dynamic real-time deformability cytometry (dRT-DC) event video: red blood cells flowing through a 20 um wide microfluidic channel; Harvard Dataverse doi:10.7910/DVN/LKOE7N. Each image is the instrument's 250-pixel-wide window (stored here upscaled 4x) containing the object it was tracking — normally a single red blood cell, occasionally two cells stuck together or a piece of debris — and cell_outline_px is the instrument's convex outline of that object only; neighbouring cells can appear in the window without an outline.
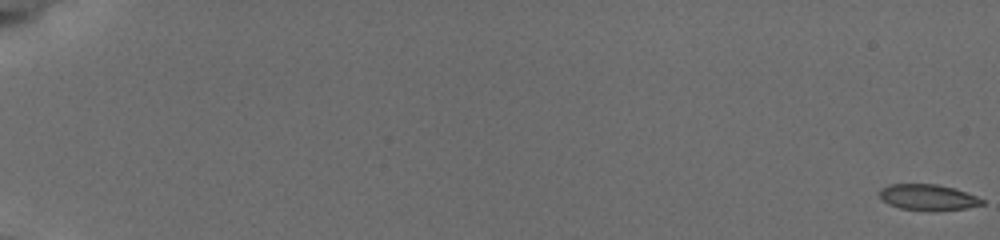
{"species": "common noctule bat (a hibernating species)", "species_latin": "Nyctalus noctula", "temperature_condition": "cold", "stored_images_in_passage": 38, "camera_frame_rate_fps": 3000, "um_per_image_px": 0.085, "animal": {"sex": "female", "body_mass_g": 19.5, "forearm_length_mm": 54.1}, "frame": {"image": 1, "passage_image": 1, "time_ms": 0.0, "image_size_px": [1000, 240], "cell_outline_px": [[984, 204], [964, 208], [932, 212], [900, 208], [888, 204], [880, 196], [880, 188], [888, 184], [936, 184], [956, 188], [976, 196], [984, 200]], "centroid_in_image_um": [78.88, 16.77], "position_along_channel_um": 6.1, "area_um2": 15.66}}
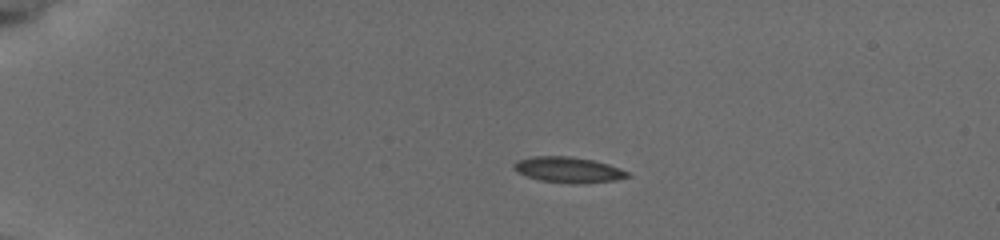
{"frame": {"image": 2, "passage_image": 23, "time_ms": 4.667, "image_size_px": [1000, 240], "cell_outline_px": [[632, 176], [616, 180], [576, 184], [572, 184], [540, 180], [516, 172], [512, 168], [512, 164], [516, 160], [532, 156], [572, 156], [592, 160], [608, 164], [620, 168], [628, 172]], "centroid_in_image_um": [48.28, 14.43], "position_along_channel_um": 36.7, "area_um2": 17.17}}
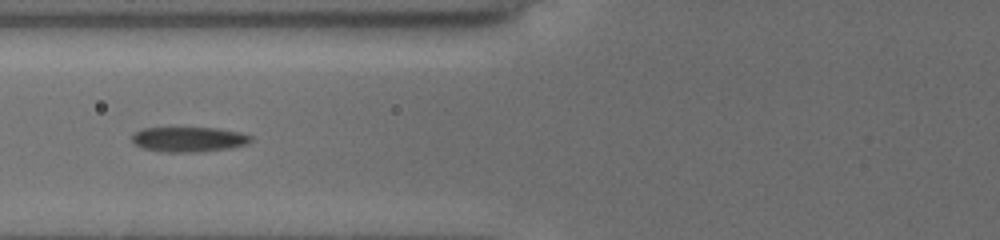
{"frame": {"image": 3, "passage_image": 37, "time_ms": 8.333, "image_size_px": [1000, 240], "cell_outline_px": [[252, 140], [248, 144], [232, 148], [200, 152], [164, 152], [140, 148], [132, 144], [132, 132], [140, 128], [216, 128], [240, 132], [252, 136]], "centroid_in_image_um": [16.01, 11.85], "position_along_channel_um": 109.8, "area_um2": 17.69}}